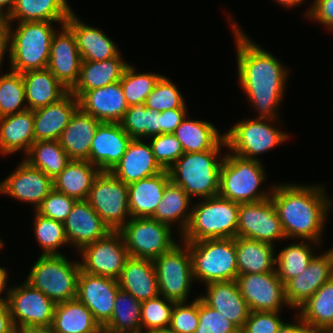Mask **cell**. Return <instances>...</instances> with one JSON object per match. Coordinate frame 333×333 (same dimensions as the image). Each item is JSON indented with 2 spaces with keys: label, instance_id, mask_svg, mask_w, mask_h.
<instances>
[{
  "label": "cell",
  "instance_id": "f5cc1de1",
  "mask_svg": "<svg viewBox=\"0 0 333 333\" xmlns=\"http://www.w3.org/2000/svg\"><path fill=\"white\" fill-rule=\"evenodd\" d=\"M240 329L199 297V324L195 333H238Z\"/></svg>",
  "mask_w": 333,
  "mask_h": 333
},
{
  "label": "cell",
  "instance_id": "3957f363",
  "mask_svg": "<svg viewBox=\"0 0 333 333\" xmlns=\"http://www.w3.org/2000/svg\"><path fill=\"white\" fill-rule=\"evenodd\" d=\"M226 147L225 137L212 149L184 153L169 169L170 181L191 197L206 199L219 193L220 169Z\"/></svg>",
  "mask_w": 333,
  "mask_h": 333
},
{
  "label": "cell",
  "instance_id": "7c38bea8",
  "mask_svg": "<svg viewBox=\"0 0 333 333\" xmlns=\"http://www.w3.org/2000/svg\"><path fill=\"white\" fill-rule=\"evenodd\" d=\"M111 231H119L130 219L128 185L111 172H100L87 198Z\"/></svg>",
  "mask_w": 333,
  "mask_h": 333
},
{
  "label": "cell",
  "instance_id": "f35d334b",
  "mask_svg": "<svg viewBox=\"0 0 333 333\" xmlns=\"http://www.w3.org/2000/svg\"><path fill=\"white\" fill-rule=\"evenodd\" d=\"M100 324L77 298L57 303L51 329L55 333H88Z\"/></svg>",
  "mask_w": 333,
  "mask_h": 333
},
{
  "label": "cell",
  "instance_id": "52a82bcc",
  "mask_svg": "<svg viewBox=\"0 0 333 333\" xmlns=\"http://www.w3.org/2000/svg\"><path fill=\"white\" fill-rule=\"evenodd\" d=\"M66 255H41L31 267L25 281L42 291L55 304L75 299L81 266L78 259Z\"/></svg>",
  "mask_w": 333,
  "mask_h": 333
},
{
  "label": "cell",
  "instance_id": "681fc988",
  "mask_svg": "<svg viewBox=\"0 0 333 333\" xmlns=\"http://www.w3.org/2000/svg\"><path fill=\"white\" fill-rule=\"evenodd\" d=\"M174 304V301L161 295L143 301L141 304V332L169 326Z\"/></svg>",
  "mask_w": 333,
  "mask_h": 333
},
{
  "label": "cell",
  "instance_id": "8992f818",
  "mask_svg": "<svg viewBox=\"0 0 333 333\" xmlns=\"http://www.w3.org/2000/svg\"><path fill=\"white\" fill-rule=\"evenodd\" d=\"M240 204L219 195L201 199L192 204L187 229L180 237L182 242L204 239L236 238Z\"/></svg>",
  "mask_w": 333,
  "mask_h": 333
},
{
  "label": "cell",
  "instance_id": "f1b7e54d",
  "mask_svg": "<svg viewBox=\"0 0 333 333\" xmlns=\"http://www.w3.org/2000/svg\"><path fill=\"white\" fill-rule=\"evenodd\" d=\"M102 122L78 108L59 137L70 159L89 160L94 134Z\"/></svg>",
  "mask_w": 333,
  "mask_h": 333
},
{
  "label": "cell",
  "instance_id": "94428289",
  "mask_svg": "<svg viewBox=\"0 0 333 333\" xmlns=\"http://www.w3.org/2000/svg\"><path fill=\"white\" fill-rule=\"evenodd\" d=\"M0 333H18L11 319L7 300H0Z\"/></svg>",
  "mask_w": 333,
  "mask_h": 333
},
{
  "label": "cell",
  "instance_id": "4fadbf2b",
  "mask_svg": "<svg viewBox=\"0 0 333 333\" xmlns=\"http://www.w3.org/2000/svg\"><path fill=\"white\" fill-rule=\"evenodd\" d=\"M7 301L18 333L30 328H51L56 304L28 282L11 286Z\"/></svg>",
  "mask_w": 333,
  "mask_h": 333
},
{
  "label": "cell",
  "instance_id": "816d5d0a",
  "mask_svg": "<svg viewBox=\"0 0 333 333\" xmlns=\"http://www.w3.org/2000/svg\"><path fill=\"white\" fill-rule=\"evenodd\" d=\"M199 324V296L192 302H175L170 327L177 333H195Z\"/></svg>",
  "mask_w": 333,
  "mask_h": 333
},
{
  "label": "cell",
  "instance_id": "be15d7a7",
  "mask_svg": "<svg viewBox=\"0 0 333 333\" xmlns=\"http://www.w3.org/2000/svg\"><path fill=\"white\" fill-rule=\"evenodd\" d=\"M15 0H0V15L8 16L14 9Z\"/></svg>",
  "mask_w": 333,
  "mask_h": 333
},
{
  "label": "cell",
  "instance_id": "ee69618b",
  "mask_svg": "<svg viewBox=\"0 0 333 333\" xmlns=\"http://www.w3.org/2000/svg\"><path fill=\"white\" fill-rule=\"evenodd\" d=\"M132 139H147L160 135V112L143 105L130 106L119 122Z\"/></svg>",
  "mask_w": 333,
  "mask_h": 333
},
{
  "label": "cell",
  "instance_id": "8fae6325",
  "mask_svg": "<svg viewBox=\"0 0 333 333\" xmlns=\"http://www.w3.org/2000/svg\"><path fill=\"white\" fill-rule=\"evenodd\" d=\"M179 242L170 251L153 260V263L159 295L174 302H186L194 283L192 259L188 246Z\"/></svg>",
  "mask_w": 333,
  "mask_h": 333
},
{
  "label": "cell",
  "instance_id": "4316f807",
  "mask_svg": "<svg viewBox=\"0 0 333 333\" xmlns=\"http://www.w3.org/2000/svg\"><path fill=\"white\" fill-rule=\"evenodd\" d=\"M65 24L75 35L82 60L104 61L121 53L113 40L103 30L84 23L74 11L70 14Z\"/></svg>",
  "mask_w": 333,
  "mask_h": 333
},
{
  "label": "cell",
  "instance_id": "8c879c8a",
  "mask_svg": "<svg viewBox=\"0 0 333 333\" xmlns=\"http://www.w3.org/2000/svg\"><path fill=\"white\" fill-rule=\"evenodd\" d=\"M332 201H333V199H331V197H330V210L329 211H331V207L333 206V203H332Z\"/></svg>",
  "mask_w": 333,
  "mask_h": 333
},
{
  "label": "cell",
  "instance_id": "f6af8a7d",
  "mask_svg": "<svg viewBox=\"0 0 333 333\" xmlns=\"http://www.w3.org/2000/svg\"><path fill=\"white\" fill-rule=\"evenodd\" d=\"M135 66L129 64L120 80L128 106L143 105L148 95L162 75L156 73H137Z\"/></svg>",
  "mask_w": 333,
  "mask_h": 333
},
{
  "label": "cell",
  "instance_id": "89a4df30",
  "mask_svg": "<svg viewBox=\"0 0 333 333\" xmlns=\"http://www.w3.org/2000/svg\"><path fill=\"white\" fill-rule=\"evenodd\" d=\"M318 333H333V325L321 329Z\"/></svg>",
  "mask_w": 333,
  "mask_h": 333
},
{
  "label": "cell",
  "instance_id": "5b68a950",
  "mask_svg": "<svg viewBox=\"0 0 333 333\" xmlns=\"http://www.w3.org/2000/svg\"><path fill=\"white\" fill-rule=\"evenodd\" d=\"M265 179L266 171L261 160L226 153L220 169L218 195L239 204L265 200L270 198L273 187L268 186L270 189L267 190L261 188Z\"/></svg>",
  "mask_w": 333,
  "mask_h": 333
},
{
  "label": "cell",
  "instance_id": "6f0895ef",
  "mask_svg": "<svg viewBox=\"0 0 333 333\" xmlns=\"http://www.w3.org/2000/svg\"><path fill=\"white\" fill-rule=\"evenodd\" d=\"M188 113L187 108L168 109L160 112V134L173 133Z\"/></svg>",
  "mask_w": 333,
  "mask_h": 333
},
{
  "label": "cell",
  "instance_id": "ac0fdd59",
  "mask_svg": "<svg viewBox=\"0 0 333 333\" xmlns=\"http://www.w3.org/2000/svg\"><path fill=\"white\" fill-rule=\"evenodd\" d=\"M119 289L117 279L92 275L81 270L76 298L92 312L100 325H105L112 317Z\"/></svg>",
  "mask_w": 333,
  "mask_h": 333
},
{
  "label": "cell",
  "instance_id": "9f6ffc18",
  "mask_svg": "<svg viewBox=\"0 0 333 333\" xmlns=\"http://www.w3.org/2000/svg\"><path fill=\"white\" fill-rule=\"evenodd\" d=\"M311 4L305 17L320 23L333 33V0H313Z\"/></svg>",
  "mask_w": 333,
  "mask_h": 333
},
{
  "label": "cell",
  "instance_id": "ba28073f",
  "mask_svg": "<svg viewBox=\"0 0 333 333\" xmlns=\"http://www.w3.org/2000/svg\"><path fill=\"white\" fill-rule=\"evenodd\" d=\"M184 243L190 250L194 281L204 282L207 285L237 278L234 238L204 239Z\"/></svg>",
  "mask_w": 333,
  "mask_h": 333
},
{
  "label": "cell",
  "instance_id": "a7ac6f4b",
  "mask_svg": "<svg viewBox=\"0 0 333 333\" xmlns=\"http://www.w3.org/2000/svg\"><path fill=\"white\" fill-rule=\"evenodd\" d=\"M88 333H110V331L104 325H99L96 329Z\"/></svg>",
  "mask_w": 333,
  "mask_h": 333
},
{
  "label": "cell",
  "instance_id": "e0dca14e",
  "mask_svg": "<svg viewBox=\"0 0 333 333\" xmlns=\"http://www.w3.org/2000/svg\"><path fill=\"white\" fill-rule=\"evenodd\" d=\"M53 189V180L24 159L11 174L0 181V193L34 206L42 204Z\"/></svg>",
  "mask_w": 333,
  "mask_h": 333
},
{
  "label": "cell",
  "instance_id": "9c48e42d",
  "mask_svg": "<svg viewBox=\"0 0 333 333\" xmlns=\"http://www.w3.org/2000/svg\"><path fill=\"white\" fill-rule=\"evenodd\" d=\"M277 121L257 117L240 120L224 133L227 148L239 157L261 160L257 155L282 145L291 136L275 127Z\"/></svg>",
  "mask_w": 333,
  "mask_h": 333
},
{
  "label": "cell",
  "instance_id": "c3c4849f",
  "mask_svg": "<svg viewBox=\"0 0 333 333\" xmlns=\"http://www.w3.org/2000/svg\"><path fill=\"white\" fill-rule=\"evenodd\" d=\"M144 105L153 111L163 112L168 109L186 108V101L178 87L162 74Z\"/></svg>",
  "mask_w": 333,
  "mask_h": 333
},
{
  "label": "cell",
  "instance_id": "d6986e66",
  "mask_svg": "<svg viewBox=\"0 0 333 333\" xmlns=\"http://www.w3.org/2000/svg\"><path fill=\"white\" fill-rule=\"evenodd\" d=\"M333 277V247L315 255L307 268L285 284V297L289 308L295 311L325 282Z\"/></svg>",
  "mask_w": 333,
  "mask_h": 333
},
{
  "label": "cell",
  "instance_id": "74e56055",
  "mask_svg": "<svg viewBox=\"0 0 333 333\" xmlns=\"http://www.w3.org/2000/svg\"><path fill=\"white\" fill-rule=\"evenodd\" d=\"M187 116L173 132L184 153L212 150L224 138V133L221 134L213 123Z\"/></svg>",
  "mask_w": 333,
  "mask_h": 333
},
{
  "label": "cell",
  "instance_id": "680465c9",
  "mask_svg": "<svg viewBox=\"0 0 333 333\" xmlns=\"http://www.w3.org/2000/svg\"><path fill=\"white\" fill-rule=\"evenodd\" d=\"M10 23L9 19L5 15H0V68L4 61L6 53H9V41H10Z\"/></svg>",
  "mask_w": 333,
  "mask_h": 333
},
{
  "label": "cell",
  "instance_id": "d4e9b609",
  "mask_svg": "<svg viewBox=\"0 0 333 333\" xmlns=\"http://www.w3.org/2000/svg\"><path fill=\"white\" fill-rule=\"evenodd\" d=\"M131 139L119 163L110 171L125 184H130L161 173L163 169L156 162L149 142Z\"/></svg>",
  "mask_w": 333,
  "mask_h": 333
},
{
  "label": "cell",
  "instance_id": "6da1fadb",
  "mask_svg": "<svg viewBox=\"0 0 333 333\" xmlns=\"http://www.w3.org/2000/svg\"><path fill=\"white\" fill-rule=\"evenodd\" d=\"M229 17L237 52L239 85L258 113L257 118L279 119L278 110L285 96L290 71L272 53L243 33L241 26Z\"/></svg>",
  "mask_w": 333,
  "mask_h": 333
},
{
  "label": "cell",
  "instance_id": "e7e4bbea",
  "mask_svg": "<svg viewBox=\"0 0 333 333\" xmlns=\"http://www.w3.org/2000/svg\"><path fill=\"white\" fill-rule=\"evenodd\" d=\"M275 2H277L279 5H281L282 7H286V8H291V7H296L301 5V3L305 2V0H273Z\"/></svg>",
  "mask_w": 333,
  "mask_h": 333
},
{
  "label": "cell",
  "instance_id": "7402d4cb",
  "mask_svg": "<svg viewBox=\"0 0 333 333\" xmlns=\"http://www.w3.org/2000/svg\"><path fill=\"white\" fill-rule=\"evenodd\" d=\"M69 245L77 252L106 236L111 230L87 200H77L63 223Z\"/></svg>",
  "mask_w": 333,
  "mask_h": 333
},
{
  "label": "cell",
  "instance_id": "60d3db41",
  "mask_svg": "<svg viewBox=\"0 0 333 333\" xmlns=\"http://www.w3.org/2000/svg\"><path fill=\"white\" fill-rule=\"evenodd\" d=\"M320 247V243L302 240L291 243L276 254L275 270L280 280L285 285L289 280L300 275L316 255L313 248Z\"/></svg>",
  "mask_w": 333,
  "mask_h": 333
},
{
  "label": "cell",
  "instance_id": "d590c367",
  "mask_svg": "<svg viewBox=\"0 0 333 333\" xmlns=\"http://www.w3.org/2000/svg\"><path fill=\"white\" fill-rule=\"evenodd\" d=\"M67 0H15L14 9L7 16L13 22H66L71 9Z\"/></svg>",
  "mask_w": 333,
  "mask_h": 333
},
{
  "label": "cell",
  "instance_id": "ffe728a7",
  "mask_svg": "<svg viewBox=\"0 0 333 333\" xmlns=\"http://www.w3.org/2000/svg\"><path fill=\"white\" fill-rule=\"evenodd\" d=\"M53 36L47 68L69 91L77 83L81 68V56L74 33L66 25Z\"/></svg>",
  "mask_w": 333,
  "mask_h": 333
},
{
  "label": "cell",
  "instance_id": "f546056e",
  "mask_svg": "<svg viewBox=\"0 0 333 333\" xmlns=\"http://www.w3.org/2000/svg\"><path fill=\"white\" fill-rule=\"evenodd\" d=\"M34 139V111H25L0 118V154L13 155L22 150L24 156Z\"/></svg>",
  "mask_w": 333,
  "mask_h": 333
},
{
  "label": "cell",
  "instance_id": "11a10c76",
  "mask_svg": "<svg viewBox=\"0 0 333 333\" xmlns=\"http://www.w3.org/2000/svg\"><path fill=\"white\" fill-rule=\"evenodd\" d=\"M284 320L281 319L280 311H250L242 333H276Z\"/></svg>",
  "mask_w": 333,
  "mask_h": 333
},
{
  "label": "cell",
  "instance_id": "03108f58",
  "mask_svg": "<svg viewBox=\"0 0 333 333\" xmlns=\"http://www.w3.org/2000/svg\"><path fill=\"white\" fill-rule=\"evenodd\" d=\"M19 333H55L51 328H30Z\"/></svg>",
  "mask_w": 333,
  "mask_h": 333
},
{
  "label": "cell",
  "instance_id": "e575fe53",
  "mask_svg": "<svg viewBox=\"0 0 333 333\" xmlns=\"http://www.w3.org/2000/svg\"><path fill=\"white\" fill-rule=\"evenodd\" d=\"M238 275L275 270V245L248 238L236 237Z\"/></svg>",
  "mask_w": 333,
  "mask_h": 333
},
{
  "label": "cell",
  "instance_id": "db71d44e",
  "mask_svg": "<svg viewBox=\"0 0 333 333\" xmlns=\"http://www.w3.org/2000/svg\"><path fill=\"white\" fill-rule=\"evenodd\" d=\"M77 200L54 188L49 192L36 212L43 217L64 223Z\"/></svg>",
  "mask_w": 333,
  "mask_h": 333
},
{
  "label": "cell",
  "instance_id": "277c9868",
  "mask_svg": "<svg viewBox=\"0 0 333 333\" xmlns=\"http://www.w3.org/2000/svg\"><path fill=\"white\" fill-rule=\"evenodd\" d=\"M53 23L62 26L65 22H17L16 28L10 26L9 68L24 73L41 70L48 66L50 48L55 28Z\"/></svg>",
  "mask_w": 333,
  "mask_h": 333
},
{
  "label": "cell",
  "instance_id": "003e7915",
  "mask_svg": "<svg viewBox=\"0 0 333 333\" xmlns=\"http://www.w3.org/2000/svg\"><path fill=\"white\" fill-rule=\"evenodd\" d=\"M142 333H177V332L174 331L170 326H167V327H163V328L151 329L148 331H144Z\"/></svg>",
  "mask_w": 333,
  "mask_h": 333
},
{
  "label": "cell",
  "instance_id": "6125c7cd",
  "mask_svg": "<svg viewBox=\"0 0 333 333\" xmlns=\"http://www.w3.org/2000/svg\"><path fill=\"white\" fill-rule=\"evenodd\" d=\"M8 272L7 270L2 266H0V300H8V296L11 290V287L7 286L8 285ZM7 288V289H6ZM6 290V294L5 297L2 296L1 294H3V292H5Z\"/></svg>",
  "mask_w": 333,
  "mask_h": 333
},
{
  "label": "cell",
  "instance_id": "2e32d148",
  "mask_svg": "<svg viewBox=\"0 0 333 333\" xmlns=\"http://www.w3.org/2000/svg\"><path fill=\"white\" fill-rule=\"evenodd\" d=\"M241 295L250 311L277 312L289 307L285 285L276 271L241 274L236 278Z\"/></svg>",
  "mask_w": 333,
  "mask_h": 333
},
{
  "label": "cell",
  "instance_id": "484cf974",
  "mask_svg": "<svg viewBox=\"0 0 333 333\" xmlns=\"http://www.w3.org/2000/svg\"><path fill=\"white\" fill-rule=\"evenodd\" d=\"M78 108V98L69 91L59 101L34 110L35 141L59 140Z\"/></svg>",
  "mask_w": 333,
  "mask_h": 333
},
{
  "label": "cell",
  "instance_id": "cb8c5ba5",
  "mask_svg": "<svg viewBox=\"0 0 333 333\" xmlns=\"http://www.w3.org/2000/svg\"><path fill=\"white\" fill-rule=\"evenodd\" d=\"M199 297L240 330L244 327L250 309L240 293L236 279L209 283L206 285V293Z\"/></svg>",
  "mask_w": 333,
  "mask_h": 333
},
{
  "label": "cell",
  "instance_id": "d6a6232c",
  "mask_svg": "<svg viewBox=\"0 0 333 333\" xmlns=\"http://www.w3.org/2000/svg\"><path fill=\"white\" fill-rule=\"evenodd\" d=\"M27 108L34 111L63 98L69 90L48 69L22 73Z\"/></svg>",
  "mask_w": 333,
  "mask_h": 333
},
{
  "label": "cell",
  "instance_id": "83f0119b",
  "mask_svg": "<svg viewBox=\"0 0 333 333\" xmlns=\"http://www.w3.org/2000/svg\"><path fill=\"white\" fill-rule=\"evenodd\" d=\"M117 281L121 290L140 302L159 295L153 260L129 257Z\"/></svg>",
  "mask_w": 333,
  "mask_h": 333
},
{
  "label": "cell",
  "instance_id": "7bdbcfd3",
  "mask_svg": "<svg viewBox=\"0 0 333 333\" xmlns=\"http://www.w3.org/2000/svg\"><path fill=\"white\" fill-rule=\"evenodd\" d=\"M141 304L133 295L119 289L112 317L104 326L110 333H142Z\"/></svg>",
  "mask_w": 333,
  "mask_h": 333
},
{
  "label": "cell",
  "instance_id": "603a6c76",
  "mask_svg": "<svg viewBox=\"0 0 333 333\" xmlns=\"http://www.w3.org/2000/svg\"><path fill=\"white\" fill-rule=\"evenodd\" d=\"M79 108L101 122L119 123L129 108L120 81L85 91Z\"/></svg>",
  "mask_w": 333,
  "mask_h": 333
},
{
  "label": "cell",
  "instance_id": "2644e50d",
  "mask_svg": "<svg viewBox=\"0 0 333 333\" xmlns=\"http://www.w3.org/2000/svg\"><path fill=\"white\" fill-rule=\"evenodd\" d=\"M4 247V242L2 239H0V249H2Z\"/></svg>",
  "mask_w": 333,
  "mask_h": 333
},
{
  "label": "cell",
  "instance_id": "bcb514c9",
  "mask_svg": "<svg viewBox=\"0 0 333 333\" xmlns=\"http://www.w3.org/2000/svg\"><path fill=\"white\" fill-rule=\"evenodd\" d=\"M34 216V234L42 249L41 255H63L59 250L69 245L62 222L41 216L36 211Z\"/></svg>",
  "mask_w": 333,
  "mask_h": 333
},
{
  "label": "cell",
  "instance_id": "7a4b0ae2",
  "mask_svg": "<svg viewBox=\"0 0 333 333\" xmlns=\"http://www.w3.org/2000/svg\"><path fill=\"white\" fill-rule=\"evenodd\" d=\"M325 185L273 184L271 196L286 240L322 242L330 198Z\"/></svg>",
  "mask_w": 333,
  "mask_h": 333
},
{
  "label": "cell",
  "instance_id": "9a60e30c",
  "mask_svg": "<svg viewBox=\"0 0 333 333\" xmlns=\"http://www.w3.org/2000/svg\"><path fill=\"white\" fill-rule=\"evenodd\" d=\"M237 237L275 245L286 240L281 221L271 198L253 203H240Z\"/></svg>",
  "mask_w": 333,
  "mask_h": 333
},
{
  "label": "cell",
  "instance_id": "4dcf8cb0",
  "mask_svg": "<svg viewBox=\"0 0 333 333\" xmlns=\"http://www.w3.org/2000/svg\"><path fill=\"white\" fill-rule=\"evenodd\" d=\"M128 65L120 53L104 61L82 60L78 81L70 92L79 98L87 90L118 82Z\"/></svg>",
  "mask_w": 333,
  "mask_h": 333
},
{
  "label": "cell",
  "instance_id": "5bb4252c",
  "mask_svg": "<svg viewBox=\"0 0 333 333\" xmlns=\"http://www.w3.org/2000/svg\"><path fill=\"white\" fill-rule=\"evenodd\" d=\"M79 252L82 271L114 279L119 278L130 257L120 231H110L106 236L86 245Z\"/></svg>",
  "mask_w": 333,
  "mask_h": 333
},
{
  "label": "cell",
  "instance_id": "30bf717a",
  "mask_svg": "<svg viewBox=\"0 0 333 333\" xmlns=\"http://www.w3.org/2000/svg\"><path fill=\"white\" fill-rule=\"evenodd\" d=\"M170 225L151 217L131 218L119 231L130 257L155 260L179 242Z\"/></svg>",
  "mask_w": 333,
  "mask_h": 333
},
{
  "label": "cell",
  "instance_id": "ab89813d",
  "mask_svg": "<svg viewBox=\"0 0 333 333\" xmlns=\"http://www.w3.org/2000/svg\"><path fill=\"white\" fill-rule=\"evenodd\" d=\"M297 310L296 314L315 333L333 325V277L325 282Z\"/></svg>",
  "mask_w": 333,
  "mask_h": 333
},
{
  "label": "cell",
  "instance_id": "7dc6e473",
  "mask_svg": "<svg viewBox=\"0 0 333 333\" xmlns=\"http://www.w3.org/2000/svg\"><path fill=\"white\" fill-rule=\"evenodd\" d=\"M27 109L22 74L10 69L0 75V118Z\"/></svg>",
  "mask_w": 333,
  "mask_h": 333
},
{
  "label": "cell",
  "instance_id": "44dd1931",
  "mask_svg": "<svg viewBox=\"0 0 333 333\" xmlns=\"http://www.w3.org/2000/svg\"><path fill=\"white\" fill-rule=\"evenodd\" d=\"M131 139L120 123L102 122L94 134L88 161L101 172H110L123 157Z\"/></svg>",
  "mask_w": 333,
  "mask_h": 333
},
{
  "label": "cell",
  "instance_id": "b9f144b4",
  "mask_svg": "<svg viewBox=\"0 0 333 333\" xmlns=\"http://www.w3.org/2000/svg\"><path fill=\"white\" fill-rule=\"evenodd\" d=\"M24 160L54 180L71 160L58 140L35 141Z\"/></svg>",
  "mask_w": 333,
  "mask_h": 333
},
{
  "label": "cell",
  "instance_id": "91938a15",
  "mask_svg": "<svg viewBox=\"0 0 333 333\" xmlns=\"http://www.w3.org/2000/svg\"><path fill=\"white\" fill-rule=\"evenodd\" d=\"M292 322H283L276 333H315L298 315Z\"/></svg>",
  "mask_w": 333,
  "mask_h": 333
},
{
  "label": "cell",
  "instance_id": "836d02e7",
  "mask_svg": "<svg viewBox=\"0 0 333 333\" xmlns=\"http://www.w3.org/2000/svg\"><path fill=\"white\" fill-rule=\"evenodd\" d=\"M101 171L88 160L71 159L53 180V188L76 200H87L95 178Z\"/></svg>",
  "mask_w": 333,
  "mask_h": 333
},
{
  "label": "cell",
  "instance_id": "8d00e7d4",
  "mask_svg": "<svg viewBox=\"0 0 333 333\" xmlns=\"http://www.w3.org/2000/svg\"><path fill=\"white\" fill-rule=\"evenodd\" d=\"M191 197L182 189L171 181L166 185L163 197L157 205L155 213L151 218L159 222L170 225L171 227L178 224L179 235L187 229L190 218L192 204ZM174 223V224H173Z\"/></svg>",
  "mask_w": 333,
  "mask_h": 333
},
{
  "label": "cell",
  "instance_id": "1f68e13d",
  "mask_svg": "<svg viewBox=\"0 0 333 333\" xmlns=\"http://www.w3.org/2000/svg\"><path fill=\"white\" fill-rule=\"evenodd\" d=\"M170 182L168 170L128 184L131 218L152 217Z\"/></svg>",
  "mask_w": 333,
  "mask_h": 333
},
{
  "label": "cell",
  "instance_id": "f907efd6",
  "mask_svg": "<svg viewBox=\"0 0 333 333\" xmlns=\"http://www.w3.org/2000/svg\"><path fill=\"white\" fill-rule=\"evenodd\" d=\"M154 158L163 170H168L183 154V147L173 133L149 138Z\"/></svg>",
  "mask_w": 333,
  "mask_h": 333
}]
</instances>
